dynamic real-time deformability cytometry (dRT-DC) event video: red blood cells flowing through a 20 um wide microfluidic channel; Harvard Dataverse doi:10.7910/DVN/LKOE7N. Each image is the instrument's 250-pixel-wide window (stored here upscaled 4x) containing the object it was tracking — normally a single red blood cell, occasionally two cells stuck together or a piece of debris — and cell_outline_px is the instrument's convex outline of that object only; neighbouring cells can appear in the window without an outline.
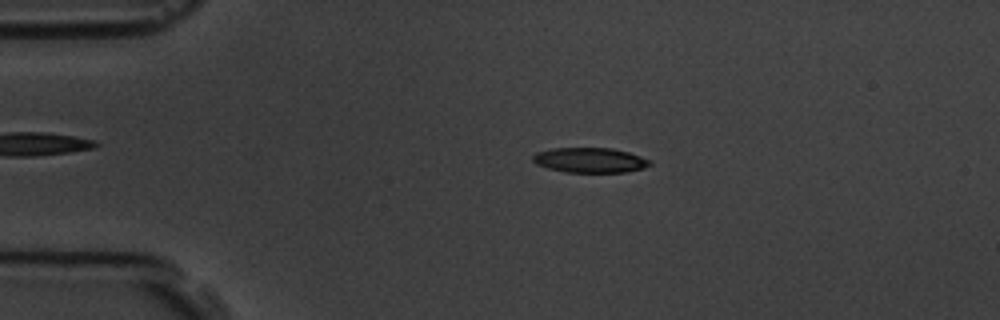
{"species": "common noctule bat (a hibernating species)", "species_latin": "Nyctalus noctula", "temperature_condition": "room temperature", "stored_images_in_passage": 4, "camera_frame_rate_fps": 3000, "um_per_image_px": 0.085, "animal": {"sex": "male", "body_mass_g": 19.5, "forearm_length_mm": 54.6}, "frame": {"image": 1, "passage_image": 3, "time_ms": 2.333, "image_size_px": [1000, 320], "cell_outline_px": [[652, 164], [644, 168], [624, 172], [564, 172], [548, 168], [536, 164], [532, 160], [532, 156], [536, 152], [552, 148], [612, 148], [628, 152], [652, 160]], "centroid_in_image_um": [50.15, 13.61], "position_along_channel_um": 34.9, "area_um2": 17.11}}